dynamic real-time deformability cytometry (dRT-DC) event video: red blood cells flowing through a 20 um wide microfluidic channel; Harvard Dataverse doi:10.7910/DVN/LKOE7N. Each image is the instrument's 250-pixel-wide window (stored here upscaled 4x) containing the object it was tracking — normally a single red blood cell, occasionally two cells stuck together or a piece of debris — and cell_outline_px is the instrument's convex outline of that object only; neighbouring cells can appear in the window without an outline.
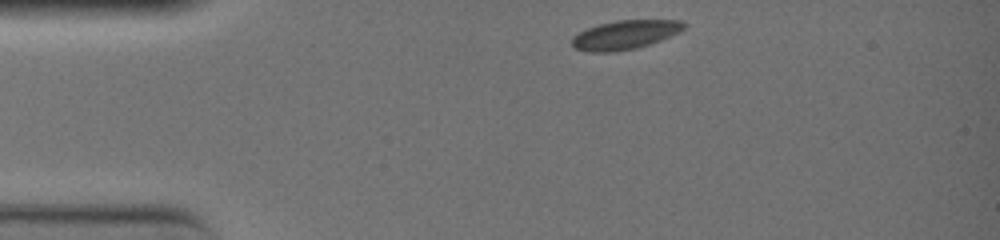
{"species": "common noctule bat (a hibernating species)", "species_latin": "Nyctalus noctula", "temperature_condition": "warm", "stored_images_in_passage": 32, "camera_frame_rate_fps": 3000, "um_per_image_px": 0.085, "animal": {"sex": "female", "body_mass_g": 19.0, "forearm_length_mm": 51.5}, "frame": {"image": 1, "passage_image": 1, "time_ms": 0.0, "image_size_px": [1000, 240], "cell_outline_px": [[688, 24], [680, 32], [660, 40], [636, 48], [612, 52], [588, 52], [572, 48], [572, 36], [588, 28], [600, 24], [616, 20], [680, 20]], "centroid_in_image_um": [53.12, 2.96], "position_along_channel_um": 31.9, "area_um2": 18.9}}